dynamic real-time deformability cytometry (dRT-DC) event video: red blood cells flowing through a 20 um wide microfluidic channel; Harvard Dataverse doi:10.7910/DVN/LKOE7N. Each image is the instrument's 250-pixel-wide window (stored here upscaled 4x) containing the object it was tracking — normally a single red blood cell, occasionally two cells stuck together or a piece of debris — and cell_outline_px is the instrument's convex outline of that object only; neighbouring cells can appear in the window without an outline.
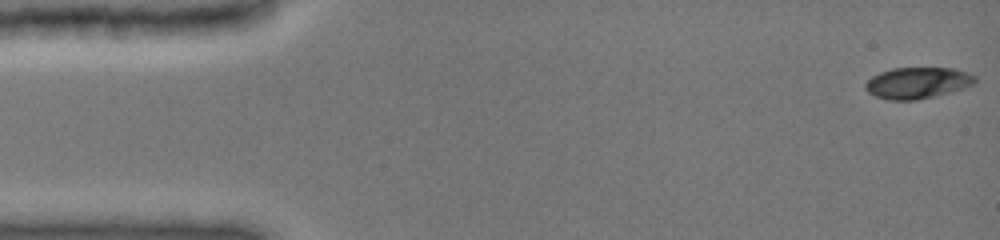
{"species": "common noctule bat (a hibernating species)", "species_latin": "Nyctalus noctula", "temperature_condition": "cold", "stored_images_in_passage": 9, "camera_frame_rate_fps": 3000, "um_per_image_px": 0.085, "animal": {"sex": "female", "body_mass_g": 19.0, "forearm_length_mm": 51.5}, "frame": {"image": 1, "passage_image": 1, "time_ms": 0.0, "image_size_px": [1000, 240], "cell_outline_px": [[976, 84], [964, 88], [916, 100], [888, 100], [876, 96], [868, 92], [864, 88], [864, 84], [872, 76], [880, 72], [892, 68], [956, 68], [968, 72], [976, 76]], "centroid_in_image_um": [78.0, 7.03], "position_along_channel_um": 7.0, "area_um2": 20.06}}
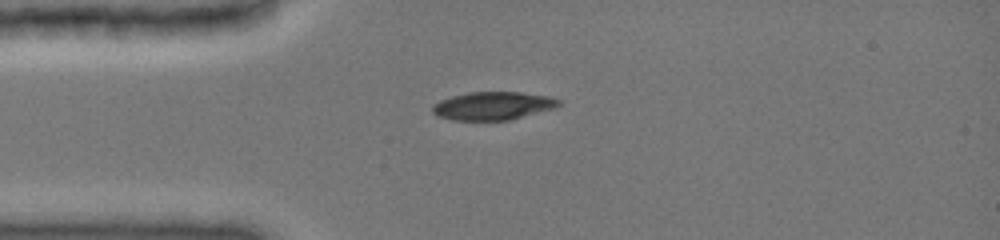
{"frame": {"image": 2, "passage_image": 8, "time_ms": 3.667, "image_size_px": [1000, 240], "cell_outline_px": [[560, 104], [556, 108], [508, 120], [452, 120], [440, 116], [432, 112], [432, 104], [440, 100], [452, 96], [468, 92], [520, 92], [548, 96], [560, 100]], "centroid_in_image_um": [41.89, 8.99], "position_along_channel_um": 43.1, "area_um2": 20.63}}